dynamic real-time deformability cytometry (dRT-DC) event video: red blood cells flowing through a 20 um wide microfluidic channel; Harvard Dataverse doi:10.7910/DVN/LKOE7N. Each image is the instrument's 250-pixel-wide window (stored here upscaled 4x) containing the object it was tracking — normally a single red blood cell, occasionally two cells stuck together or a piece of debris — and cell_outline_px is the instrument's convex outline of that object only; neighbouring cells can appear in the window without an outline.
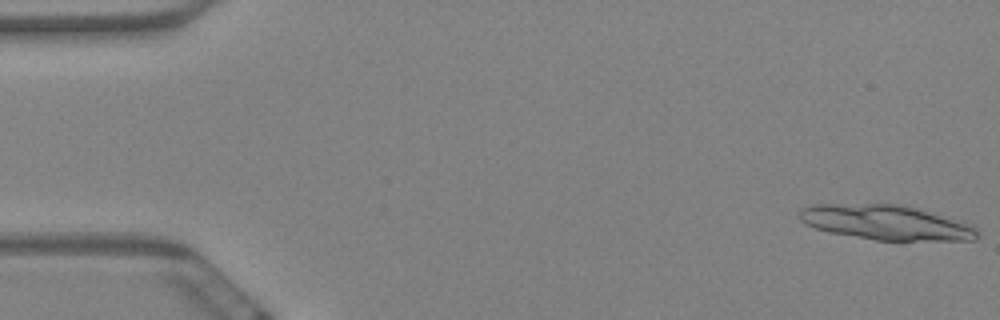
{"species": "Egyptian fruit bat (a non-hibernating species)", "species_latin": "Rousettus aegyptiacus", "temperature_condition": "warm", "stored_images_in_passage": 17, "camera_frame_rate_fps": 3000, "um_per_image_px": 0.085, "animal": {"sex": "female"}, "frame": {"image": 1, "passage_image": 1, "time_ms": 0.0, "image_size_px": [1000, 320], "cell_outline_px": [[980, 236], [976, 240], [876, 240], [828, 232], [804, 224], [800, 220], [800, 208], [812, 204], [900, 204], [920, 208], [964, 220], [972, 224], [980, 232]], "centroid_in_image_um": [75.39, 18.9], "position_along_channel_um": 9.6, "area_um2": 36.7}}